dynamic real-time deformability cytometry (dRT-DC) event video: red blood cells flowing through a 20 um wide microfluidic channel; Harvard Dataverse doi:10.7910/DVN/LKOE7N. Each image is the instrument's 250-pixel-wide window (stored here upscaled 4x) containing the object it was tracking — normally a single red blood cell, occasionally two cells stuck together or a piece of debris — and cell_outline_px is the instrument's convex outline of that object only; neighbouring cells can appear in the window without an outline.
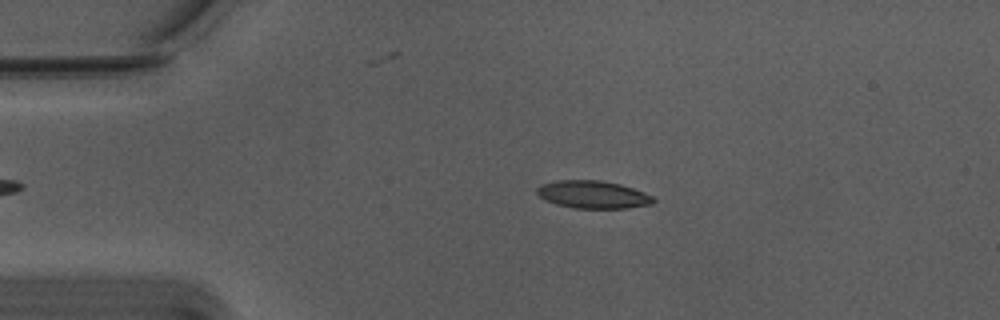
{"species": "Egyptian fruit bat (a non-hibernating species)", "species_latin": "Rousettus aegyptiacus", "temperature_condition": "warm", "stored_images_in_passage": 48, "camera_frame_rate_fps": 3000, "um_per_image_px": 0.085, "animal": {"sex": "male"}, "frame": {"image": 1, "passage_image": 11, "time_ms": 3.333, "image_size_px": [1000, 320], "cell_outline_px": [[656, 200], [652, 204], [628, 208], [576, 208], [556, 204], [540, 196], [536, 192], [536, 188], [540, 184], [556, 180], [600, 180], [620, 184], [644, 192], [652, 196]], "centroid_in_image_um": [50.4, 16.53], "position_along_channel_um": 34.6, "area_um2": 18.73}}
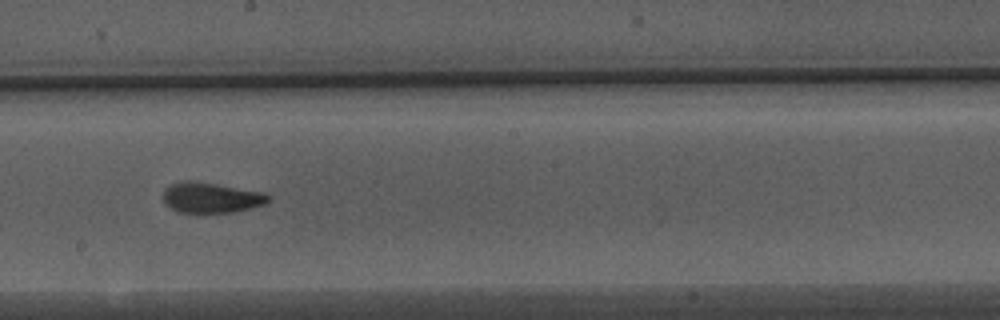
{"frame": {"image": 2, "passage_image": 30, "time_ms": 9.667, "image_size_px": [1000, 320], "cell_outline_px": [[272, 196], [264, 204], [252, 208], [232, 212], [180, 212], [172, 208], [164, 200], [164, 188], [172, 184], [184, 180], [188, 180], [216, 184], [264, 192]], "centroid_in_image_um": [17.98, 16.79], "position_along_channel_um": 230.2, "area_um2": 18.38}}
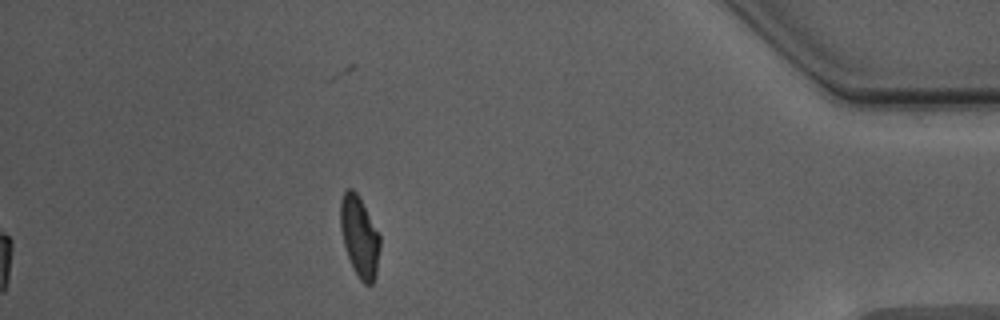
{"frame": {"image": 3, "passage_image": 48, "time_ms": 15.667, "image_size_px": [1000, 320], "cell_outline_px": [[380, 248], [376, 276], [372, 284], [364, 284], [360, 280], [352, 268], [344, 244], [340, 228], [340, 200], [344, 192], [348, 188], [352, 188], [356, 192], [380, 236]], "centroid_in_image_um": [30.55, 20.14], "position_along_channel_um": 404.7, "area_um2": 18.5}, "authors_computed_cell_mechanics": {"area_um2": 18.8139, "velocity_mm_per_s": 3.7469, "shape_relaxation_time_tau1_ms": 5.8288, "shape_relaxation_time_tau2_ms": 1.9149, "deformation_change_tau1": 0.2093, "deformation_change_tau2": 0.0957}}